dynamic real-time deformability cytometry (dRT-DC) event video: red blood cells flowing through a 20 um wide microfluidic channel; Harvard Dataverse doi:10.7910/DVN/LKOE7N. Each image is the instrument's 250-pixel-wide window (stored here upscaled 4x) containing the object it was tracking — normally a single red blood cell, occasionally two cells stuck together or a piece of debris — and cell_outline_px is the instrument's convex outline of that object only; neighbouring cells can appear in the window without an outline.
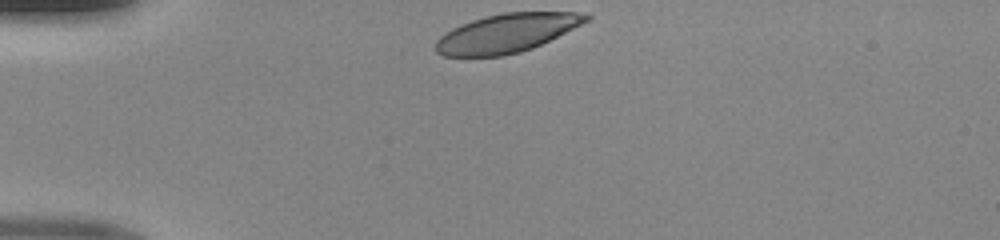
{"species": "human", "species_latin": "Homo sapiens", "temperature_condition": "room temperature", "stored_images_in_passage": 29, "camera_frame_rate_fps": 3000, "um_per_image_px": 0.085, "donor": {"sex": "male"}, "frame": {"image": 1, "passage_image": 1, "time_ms": 0.0, "image_size_px": [1000, 240], "cell_outline_px": [[592, 16], [588, 20], [532, 48], [520, 52], [504, 56], [444, 56], [436, 52], [436, 40], [440, 36], [452, 28], [460, 24], [472, 20], [504, 12], [576, 12]], "centroid_in_image_um": [43.01, 2.82], "position_along_channel_um": 42.0, "area_um2": 33.41}}
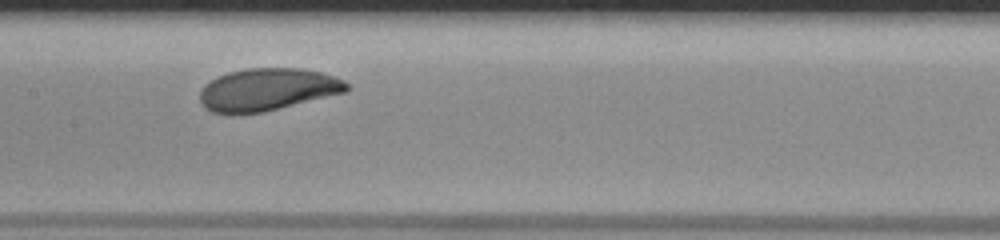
{"frame": {"image": 2, "passage_image": 14, "time_ms": 4.333, "image_size_px": [1000, 240], "cell_outline_px": [[348, 92], [264, 112], [236, 116], [228, 116], [212, 112], [204, 108], [200, 104], [200, 92], [204, 84], [216, 76], [228, 72], [244, 68], [304, 68], [336, 76], [344, 80], [348, 84]], "centroid_in_image_um": [22.69, 7.63], "position_along_channel_um": 184.7, "area_um2": 37.28}}
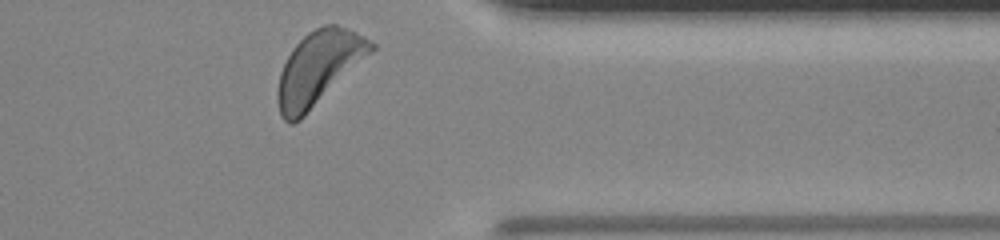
{"frame": {"image": 3, "passage_image": 29, "time_ms": 9.333, "image_size_px": [1000, 240], "cell_outline_px": [[376, 48], [372, 52], [300, 120], [292, 124], [288, 124], [280, 116], [276, 100], [276, 92], [280, 72], [292, 48], [308, 32], [324, 24], [336, 24], [356, 32], [364, 36], [376, 44]], "centroid_in_image_um": [27.05, 5.79], "position_along_channel_um": 384.3, "area_um2": 39.88}}